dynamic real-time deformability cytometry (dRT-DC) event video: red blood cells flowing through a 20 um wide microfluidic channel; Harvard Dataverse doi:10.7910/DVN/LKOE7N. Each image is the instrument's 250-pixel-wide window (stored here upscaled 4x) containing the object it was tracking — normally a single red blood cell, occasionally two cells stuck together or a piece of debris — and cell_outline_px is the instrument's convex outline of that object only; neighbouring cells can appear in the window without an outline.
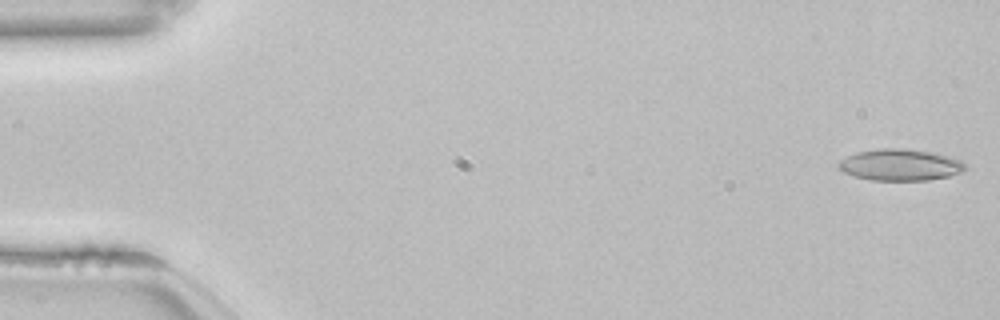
{"species": "common noctule bat (a hibernating species)", "species_latin": "Nyctalus noctula", "temperature_condition": "room temperature", "stored_images_in_passage": 53, "camera_frame_rate_fps": 3000, "um_per_image_px": 0.085, "animal": {"sex": "female", "body_mass_g": 22.7, "forearm_length_mm": 54.2}, "frame": {"image": 1, "passage_image": 1, "time_ms": 0.0, "image_size_px": [1000, 320], "cell_outline_px": [[968, 168], [964, 172], [948, 176], [928, 180], [872, 180], [856, 176], [844, 172], [836, 164], [840, 160], [856, 152], [880, 148], [904, 148], [928, 152], [948, 156], [960, 160]], "centroid_in_image_um": [76.53, 14.01], "position_along_channel_um": 8.5, "area_um2": 23.12}}
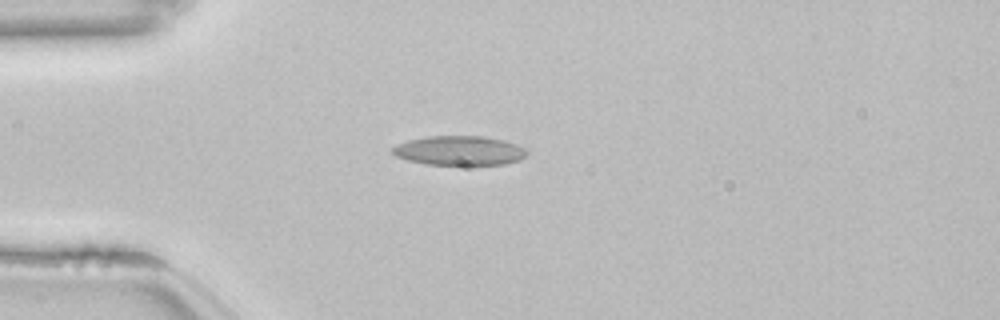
{"frame": {"image": 2, "passage_image": 14, "time_ms": 4.333, "image_size_px": [1000, 320], "cell_outline_px": [[528, 152], [520, 160], [504, 164], [428, 164], [408, 160], [396, 156], [392, 152], [392, 148], [396, 144], [408, 140], [428, 136], [484, 136], [504, 140], [516, 144], [524, 148]], "centroid_in_image_um": [39.04, 12.79], "position_along_channel_um": 46.0, "area_um2": 22.83}}
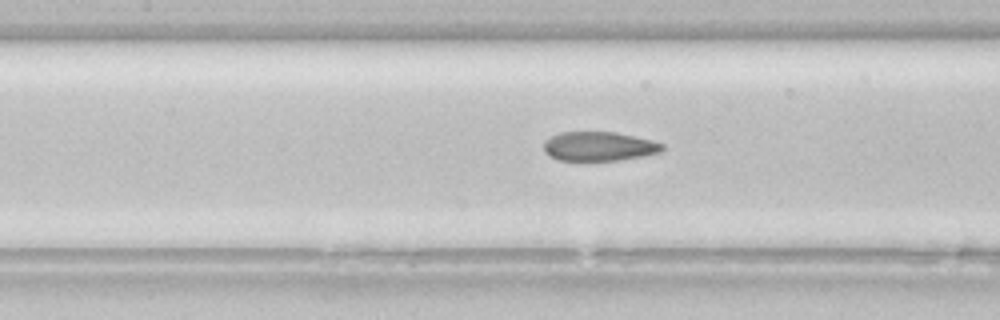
{"frame": {"image": 3, "passage_image": 24, "time_ms": 7.667, "image_size_px": [1000, 320], "cell_outline_px": [[664, 148], [660, 152], [620, 160], [560, 160], [544, 152], [544, 140], [560, 132], [616, 132], [652, 140], [664, 144]], "centroid_in_image_um": [50.91, 12.43], "position_along_channel_um": 156.5, "area_um2": 20.0}, "authors_computed_cell_mechanics": {"area_um2": 22.0218, "velocity_mm_per_s": 3.8529, "shape_relaxation_time_tau1_ms": null, "shape_relaxation_time_tau2_ms": 1.8234, "deformation_change_tau1": null, "deformation_change_tau2": 0.0923}}